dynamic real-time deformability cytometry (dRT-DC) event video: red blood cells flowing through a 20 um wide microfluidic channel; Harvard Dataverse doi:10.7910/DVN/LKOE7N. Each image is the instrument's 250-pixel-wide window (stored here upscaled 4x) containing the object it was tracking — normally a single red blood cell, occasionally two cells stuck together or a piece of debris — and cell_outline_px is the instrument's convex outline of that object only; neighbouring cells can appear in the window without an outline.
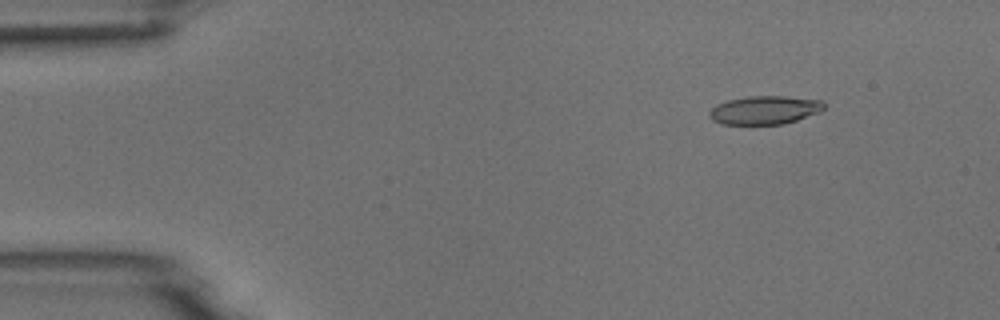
{"species": "common noctule bat (a hibernating species)", "species_latin": "Nyctalus noctula", "temperature_condition": "room temperature", "stored_images_in_passage": 3, "camera_frame_rate_fps": 3000, "um_per_image_px": 0.085, "animal": {"sex": "male", "body_mass_g": 18.8}, "frame": {"image": 1, "passage_image": 1, "time_ms": 0.0, "image_size_px": [1000, 320], "cell_outline_px": [[824, 108], [820, 112], [784, 124], [720, 124], [712, 120], [708, 116], [708, 112], [716, 104], [728, 100], [748, 96], [784, 96], [824, 100]], "centroid_in_image_um": [64.98, 9.35], "position_along_channel_um": 20.0, "area_um2": 19.13}}
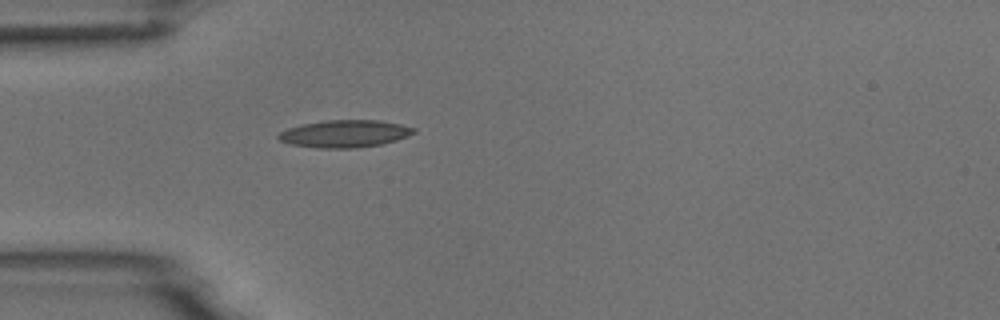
{"frame": {"image": 2, "passage_image": 3, "time_ms": 3.0, "image_size_px": [1000, 320], "cell_outline_px": [[416, 132], [408, 136], [396, 140], [380, 144], [356, 148], [320, 148], [292, 144], [280, 140], [276, 136], [280, 132], [288, 128], [304, 124], [324, 120], [380, 120], [400, 124], [416, 128]], "centroid_in_image_um": [29.33, 11.36], "position_along_channel_um": 55.7, "area_um2": 21.44}}